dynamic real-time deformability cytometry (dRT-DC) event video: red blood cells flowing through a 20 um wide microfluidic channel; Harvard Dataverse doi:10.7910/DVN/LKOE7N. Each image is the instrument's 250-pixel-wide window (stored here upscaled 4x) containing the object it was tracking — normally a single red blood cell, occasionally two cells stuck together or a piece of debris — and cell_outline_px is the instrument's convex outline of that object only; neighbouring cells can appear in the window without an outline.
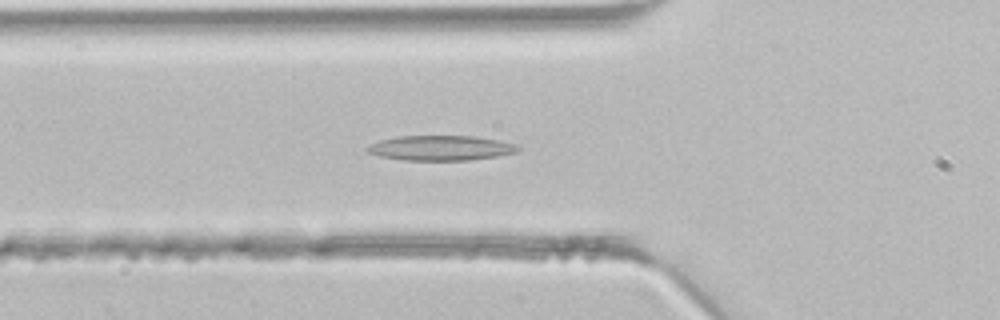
{"species": "common noctule bat (a hibernating species)", "species_latin": "Nyctalus noctula", "temperature_condition": "room temperature", "stored_images_in_passage": 37, "camera_frame_rate_fps": 3000, "um_per_image_px": 0.085, "animal": {"sex": "male", "body_mass_g": 21.5, "forearm_length_mm": 52.0}, "frame": {"image": 1, "passage_image": 9, "time_ms": 2.667, "image_size_px": [1000, 320], "cell_outline_px": [[520, 148], [516, 152], [496, 156], [468, 160], [404, 160], [380, 156], [368, 152], [364, 148], [368, 144], [380, 140], [396, 136], [476, 136], [500, 140], [516, 144]], "centroid_in_image_um": [37.43, 12.57], "position_along_channel_um": 88.4, "area_um2": 21.96}}
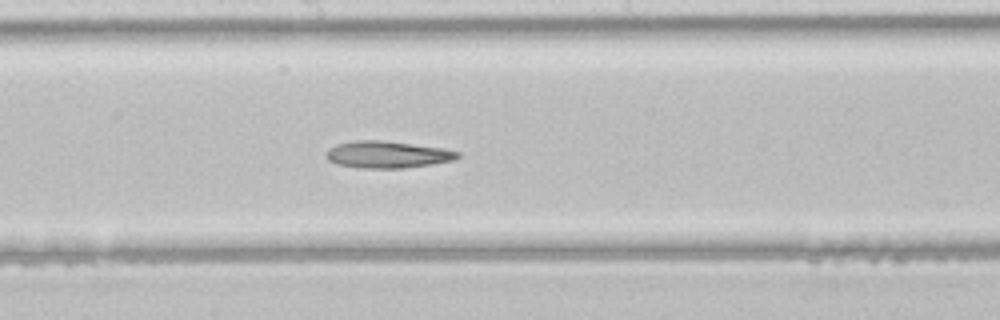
{"frame": {"image": 2, "passage_image": 17, "time_ms": 5.333, "image_size_px": [1000, 320], "cell_outline_px": [[460, 156], [456, 160], [400, 168], [364, 168], [336, 164], [328, 160], [328, 148], [336, 144], [356, 140], [380, 140], [444, 148], [460, 152]], "centroid_in_image_um": [32.94, 13.13], "position_along_channel_um": 215.3, "area_um2": 20.4}}
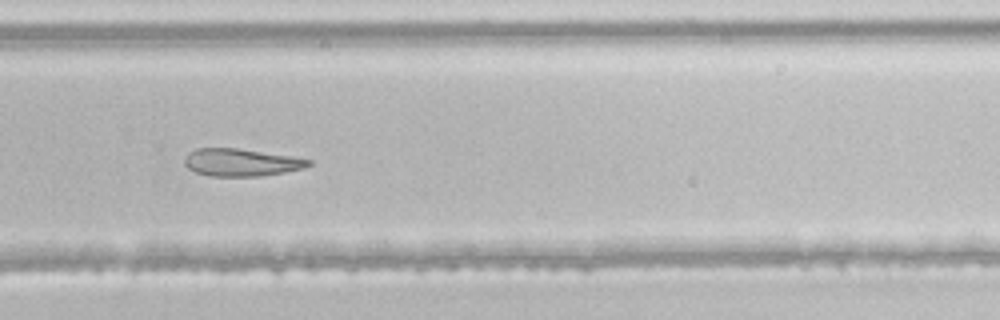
{"frame": {"image": 3, "passage_image": 23, "time_ms": 7.333, "image_size_px": [1000, 320], "cell_outline_px": [[312, 164], [304, 168], [284, 172], [260, 176], [208, 176], [196, 172], [188, 168], [184, 164], [184, 160], [188, 152], [196, 148], [240, 148], [292, 156], [312, 160]], "centroid_in_image_um": [20.5, 13.8], "position_along_channel_um": 309.3, "area_um2": 20.0}}